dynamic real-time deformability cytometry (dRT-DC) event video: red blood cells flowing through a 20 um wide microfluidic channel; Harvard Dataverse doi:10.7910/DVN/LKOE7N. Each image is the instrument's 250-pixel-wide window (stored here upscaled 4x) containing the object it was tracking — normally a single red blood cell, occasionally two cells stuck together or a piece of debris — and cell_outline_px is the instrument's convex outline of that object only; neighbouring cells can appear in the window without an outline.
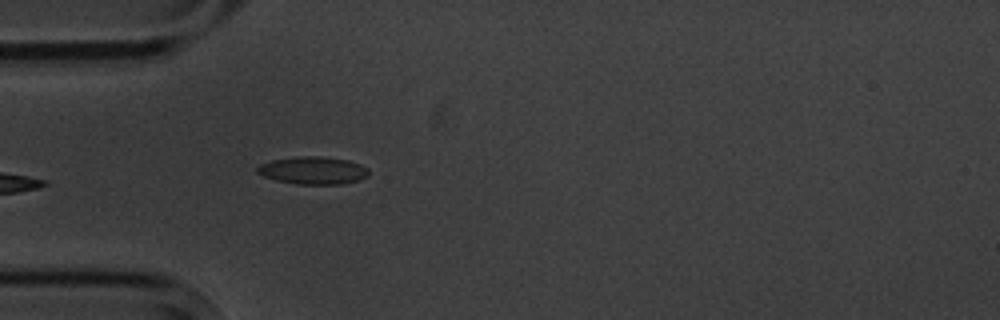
{"species": "common noctule bat (a hibernating species)", "species_latin": "Nyctalus noctula", "temperature_condition": "cold", "stored_images_in_passage": 5, "camera_frame_rate_fps": 3000, "um_per_image_px": 0.085, "animal": {"sex": "male", "body_mass_g": 20.1, "forearm_length_mm": 53.5}, "frame": {"image": 1, "passage_image": 5, "time_ms": 4.667, "image_size_px": [1000, 320], "cell_outline_px": [[368, 176], [360, 180], [340, 184], [296, 184], [276, 180], [264, 176], [256, 172], [256, 168], [260, 164], [272, 160], [296, 156], [320, 156], [348, 160], [360, 164], [368, 168]], "centroid_in_image_um": [26.61, 14.48], "position_along_channel_um": 58.4, "area_um2": 17.98}}